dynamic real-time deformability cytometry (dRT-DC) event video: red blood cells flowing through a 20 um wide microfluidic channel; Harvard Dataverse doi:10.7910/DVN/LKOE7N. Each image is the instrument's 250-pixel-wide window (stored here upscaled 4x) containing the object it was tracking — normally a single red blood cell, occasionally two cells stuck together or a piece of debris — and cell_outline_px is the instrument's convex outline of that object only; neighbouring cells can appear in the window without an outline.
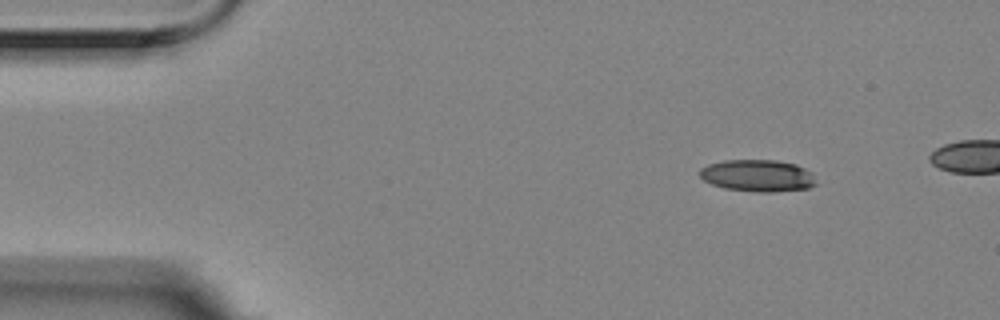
{"species": "Egyptian fruit bat (a non-hibernating species)", "species_latin": "Rousettus aegyptiacus", "temperature_condition": "room temperature", "stored_images_in_passage": 6, "camera_frame_rate_fps": 3000, "um_per_image_px": 0.085, "animal": {"sex": "female"}, "frame": {"image": 1, "passage_image": 1, "time_ms": 0.0, "image_size_px": [1000, 320], "cell_outline_px": [[820, 184], [808, 188], [772, 192], [756, 192], [724, 188], [712, 184], [704, 180], [700, 176], [700, 168], [708, 164], [724, 160], [776, 160], [796, 164], [812, 172]], "centroid_in_image_um": [64.45, 14.93], "position_along_channel_um": 20.5, "area_um2": 21.91}}
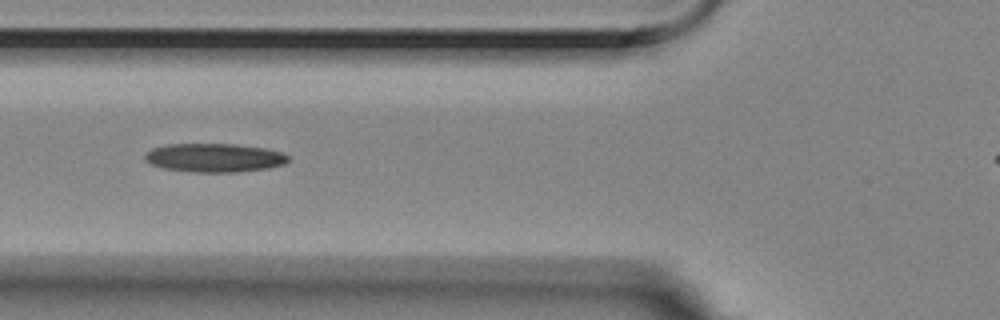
{"frame": {"image": 2, "passage_image": 5, "time_ms": 1.333, "image_size_px": [1000, 320], "cell_outline_px": [[288, 160], [284, 164], [268, 168], [236, 172], [192, 172], [164, 168], [152, 164], [144, 160], [144, 152], [152, 148], [168, 144], [236, 144], [264, 148], [280, 152], [288, 156]], "centroid_in_image_um": [18.18, 13.4], "position_along_channel_um": 107.6, "area_um2": 23.93}}
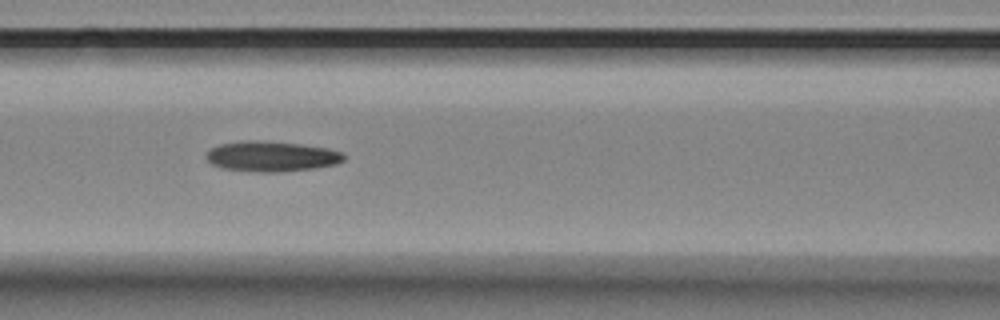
{"frame": {"image": 3, "passage_image": 6, "time_ms": 1.667, "image_size_px": [1000, 320], "cell_outline_px": [[344, 160], [336, 164], [312, 168], [276, 172], [264, 172], [224, 168], [212, 164], [204, 156], [212, 148], [220, 144], [240, 140], [252, 140], [300, 144], [328, 148], [344, 152]], "centroid_in_image_um": [23.08, 13.28], "position_along_channel_um": 143.5, "area_um2": 24.04}}